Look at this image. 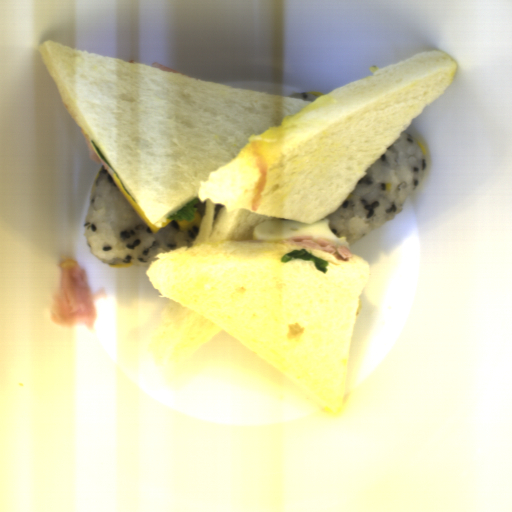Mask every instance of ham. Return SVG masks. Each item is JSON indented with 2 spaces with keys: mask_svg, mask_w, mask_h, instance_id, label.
<instances>
[{
  "mask_svg": "<svg viewBox=\"0 0 512 512\" xmlns=\"http://www.w3.org/2000/svg\"><path fill=\"white\" fill-rule=\"evenodd\" d=\"M62 268L64 272L50 316L54 324L92 330L97 319L94 300L106 293L103 290L92 292L86 269L77 260H66Z\"/></svg>",
  "mask_w": 512,
  "mask_h": 512,
  "instance_id": "ham-1",
  "label": "ham"
},
{
  "mask_svg": "<svg viewBox=\"0 0 512 512\" xmlns=\"http://www.w3.org/2000/svg\"><path fill=\"white\" fill-rule=\"evenodd\" d=\"M285 242L300 245L305 247H310L314 249H319L327 254L332 255L340 262H350L352 252L347 247L338 245L336 243L330 242L324 238H312L310 236L303 237H291Z\"/></svg>",
  "mask_w": 512,
  "mask_h": 512,
  "instance_id": "ham-2",
  "label": "ham"
},
{
  "mask_svg": "<svg viewBox=\"0 0 512 512\" xmlns=\"http://www.w3.org/2000/svg\"><path fill=\"white\" fill-rule=\"evenodd\" d=\"M81 134L84 136L85 138V144L88 148V153H89V158L90 160L92 161H96V162H99L101 164H103L105 170L108 172V169L111 168L108 163L102 159L96 152L95 148L93 147L92 143H91V140L88 136V134L86 133V131L84 129L81 128L80 130Z\"/></svg>",
  "mask_w": 512,
  "mask_h": 512,
  "instance_id": "ham-3",
  "label": "ham"
},
{
  "mask_svg": "<svg viewBox=\"0 0 512 512\" xmlns=\"http://www.w3.org/2000/svg\"><path fill=\"white\" fill-rule=\"evenodd\" d=\"M152 67H155L157 69L164 70V71H167V72H173V73H179V74H187V73H184V72L179 71L177 69H174L172 67H169L167 65L160 64V63H157V62H154V61L152 63Z\"/></svg>",
  "mask_w": 512,
  "mask_h": 512,
  "instance_id": "ham-4",
  "label": "ham"
}]
</instances>
